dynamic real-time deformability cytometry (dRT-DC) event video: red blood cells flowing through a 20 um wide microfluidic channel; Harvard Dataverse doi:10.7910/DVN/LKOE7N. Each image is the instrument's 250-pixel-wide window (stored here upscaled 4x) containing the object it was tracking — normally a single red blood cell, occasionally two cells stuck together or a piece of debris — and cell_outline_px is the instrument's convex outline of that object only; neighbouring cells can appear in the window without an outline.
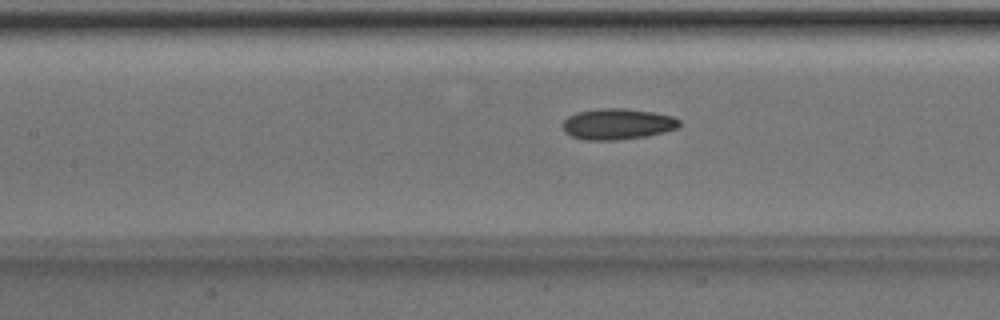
{"species": "Egyptian fruit bat (a non-hibernating species)", "species_latin": "Rousettus aegyptiacus", "temperature_condition": "room temperature", "stored_images_in_passage": 51, "camera_frame_rate_fps": 3000, "um_per_image_px": 0.085, "animal": {"sex": "male"}, "frame": {"image": 1, "passage_image": 23, "time_ms": 7.333, "image_size_px": [1000, 320], "cell_outline_px": [[680, 128], [648, 136], [616, 140], [584, 140], [572, 136], [564, 132], [560, 124], [568, 116], [576, 112], [596, 108], [624, 108], [652, 112], [672, 116], [680, 120]], "centroid_in_image_um": [52.46, 10.54], "position_along_channel_um": 154.9, "area_um2": 21.39}}
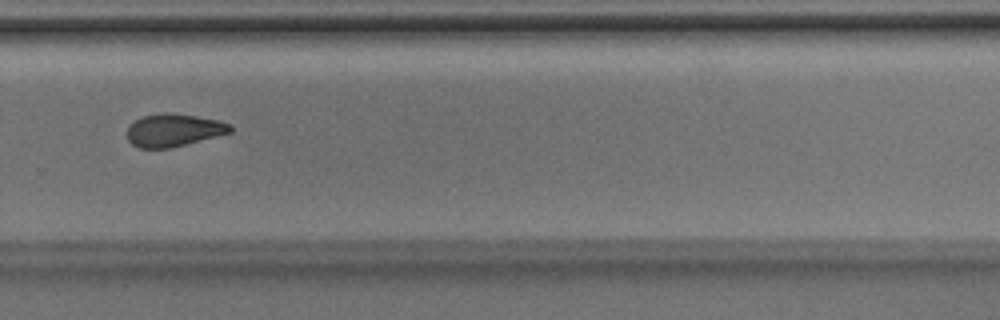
{"frame": {"image": 2, "passage_image": 35, "time_ms": 11.333, "image_size_px": [1000, 320], "cell_outline_px": [[232, 132], [172, 148], [140, 148], [132, 144], [128, 140], [128, 128], [136, 120], [144, 116], [196, 116], [216, 120], [232, 124]], "centroid_in_image_um": [14.8, 11.13], "position_along_channel_um": 315.0, "area_um2": 18.73}}
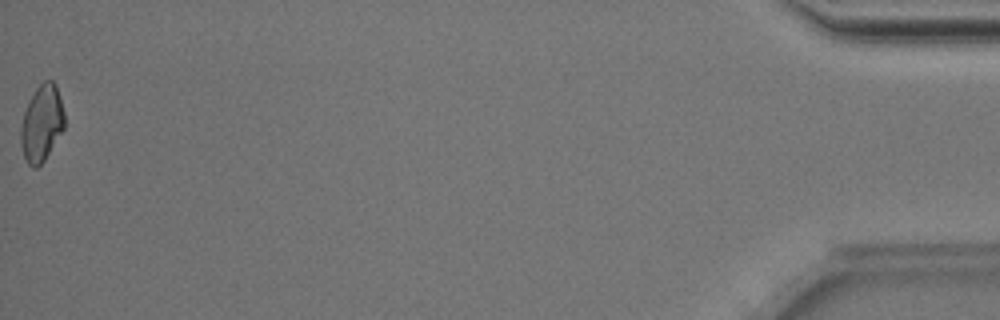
{"frame": {"image": 3, "passage_image": 51, "time_ms": 16.667, "image_size_px": [1000, 320], "cell_outline_px": [[64, 128], [44, 160], [36, 168], [32, 168], [28, 164], [24, 156], [20, 140], [20, 128], [24, 112], [36, 88], [44, 80], [52, 80], [56, 84], [60, 96], [64, 112]], "centroid_in_image_um": [3.55, 10.47], "position_along_channel_um": 431.7, "area_um2": 19.25}, "authors_computed_cell_mechanics": {"area_um2": 20.3456, "velocity_mm_per_s": 4.0197, "shape_relaxation_time_tau1_ms": 4.266, "shape_relaxation_time_tau2_ms": 4.4427, "deformation_change_tau1": 0.1038, "deformation_change_tau2": 0.1071}}